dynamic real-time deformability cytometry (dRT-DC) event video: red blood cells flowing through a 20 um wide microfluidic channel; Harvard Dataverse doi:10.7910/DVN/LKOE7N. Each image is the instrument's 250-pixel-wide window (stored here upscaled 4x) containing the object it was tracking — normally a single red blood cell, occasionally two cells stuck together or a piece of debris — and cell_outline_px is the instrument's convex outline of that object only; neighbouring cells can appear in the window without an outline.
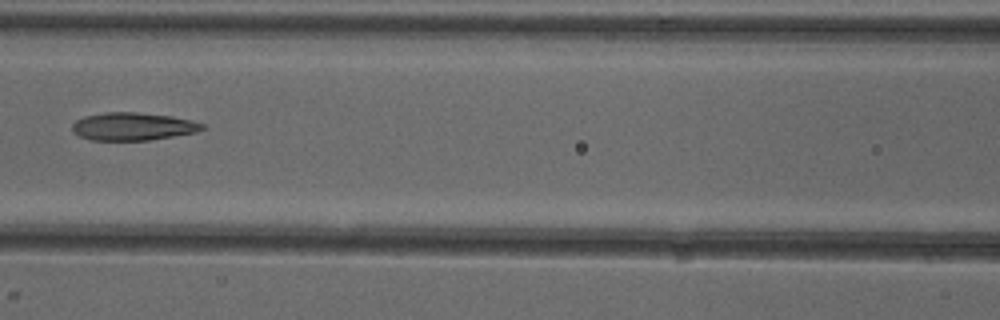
{"species": "common noctule bat (a hibernating species)", "species_latin": "Nyctalus noctula", "temperature_condition": "cold", "stored_images_in_passage": 7, "camera_frame_rate_fps": 3000, "um_per_image_px": 0.085, "animal": {"sex": "female"}, "frame": {"image": 1, "passage_image": 7, "time_ms": 7.0, "image_size_px": [1000, 320], "cell_outline_px": [[204, 128], [196, 132], [148, 140], [92, 140], [80, 136], [72, 132], [72, 124], [76, 120], [84, 116], [104, 112], [136, 112], [172, 116], [204, 124]], "centroid_in_image_um": [11.24, 10.74], "position_along_channel_um": 155.4, "area_um2": 20.92}}